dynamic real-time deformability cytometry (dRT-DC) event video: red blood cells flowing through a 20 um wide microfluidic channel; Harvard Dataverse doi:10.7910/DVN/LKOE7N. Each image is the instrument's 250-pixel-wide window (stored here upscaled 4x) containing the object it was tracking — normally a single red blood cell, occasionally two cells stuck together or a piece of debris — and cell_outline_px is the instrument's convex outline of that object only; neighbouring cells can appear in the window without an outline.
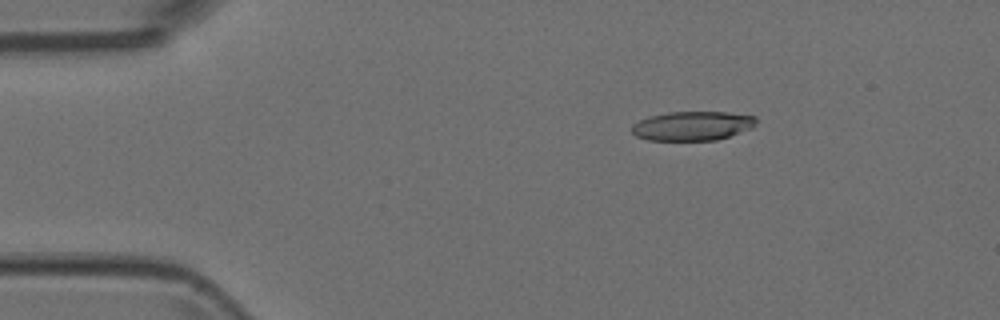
{"species": "Egyptian fruit bat (a non-hibernating species)", "species_latin": "Rousettus aegyptiacus", "temperature_condition": "room temperature", "stored_images_in_passage": 4, "camera_frame_rate_fps": 3000, "um_per_image_px": 0.085, "animal": {"sex": "female"}, "frame": {"image": 1, "passage_image": 2, "time_ms": 0.333, "image_size_px": [1000, 320], "cell_outline_px": [[756, 124], [752, 128], [716, 140], [648, 140], [636, 136], [632, 132], [632, 124], [648, 116], [668, 112], [728, 112], [756, 116]], "centroid_in_image_um": [58.85, 10.69], "position_along_channel_um": 26.2, "area_um2": 21.15}}
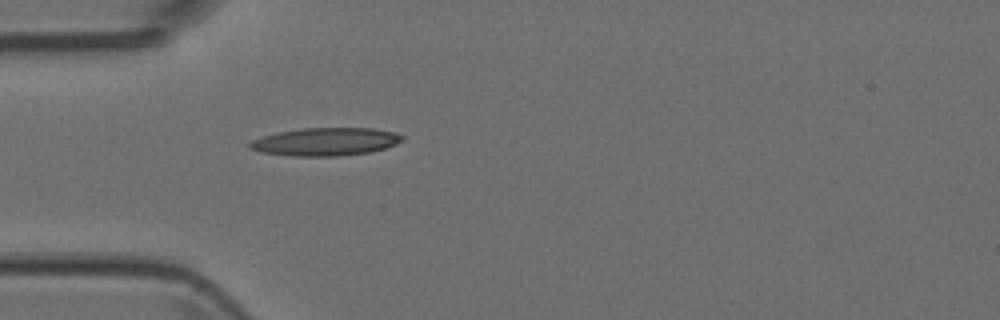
{"frame": {"image": 2, "passage_image": 4, "time_ms": 1.0, "image_size_px": [1000, 320], "cell_outline_px": [[404, 140], [396, 144], [384, 148], [368, 152], [336, 156], [292, 156], [260, 152], [248, 148], [248, 144], [252, 140], [276, 132], [300, 128], [372, 128], [396, 132], [404, 136]], "centroid_in_image_um": [27.66, 12.04], "position_along_channel_um": 57.3, "area_um2": 24.91}}